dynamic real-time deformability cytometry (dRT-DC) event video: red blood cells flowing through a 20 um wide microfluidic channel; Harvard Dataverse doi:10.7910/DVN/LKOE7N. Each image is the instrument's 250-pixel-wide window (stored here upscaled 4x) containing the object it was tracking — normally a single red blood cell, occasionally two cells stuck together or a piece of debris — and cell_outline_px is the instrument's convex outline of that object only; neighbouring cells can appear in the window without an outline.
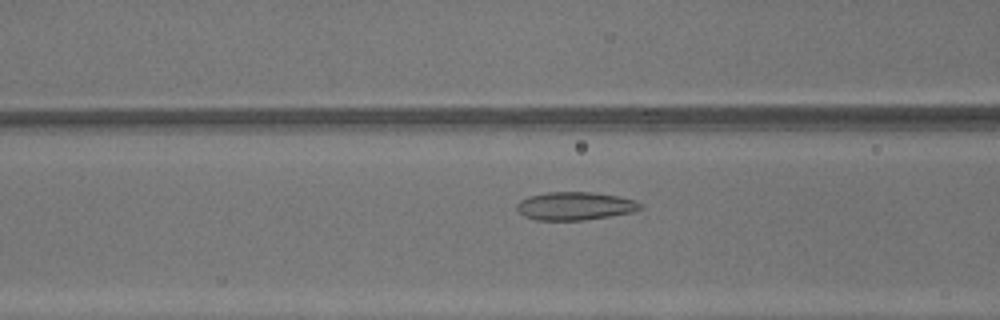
{"species": "common noctule bat (a hibernating species)", "species_latin": "Nyctalus noctula", "temperature_condition": "warm", "stored_images_in_passage": 37, "camera_frame_rate_fps": 3000, "um_per_image_px": 0.085, "animal": {"sex": "male", "body_mass_g": 13.3}, "frame": {"image": 1, "passage_image": 9, "time_ms": 2.667, "image_size_px": [1000, 320], "cell_outline_px": [[644, 208], [632, 212], [584, 220], [536, 220], [524, 216], [516, 208], [516, 204], [520, 200], [528, 196], [548, 192], [592, 192], [620, 196], [636, 200]], "centroid_in_image_um": [48.88, 17.5], "position_along_channel_um": 117.7, "area_um2": 20.29}}
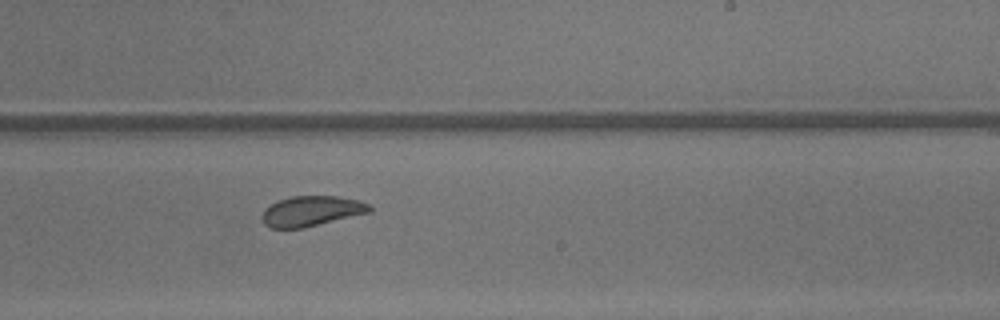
{"frame": {"image": 2, "passage_image": 19, "time_ms": 6.0, "image_size_px": [1000, 320], "cell_outline_px": [[372, 212], [304, 228], [272, 228], [264, 224], [260, 216], [264, 208], [280, 200], [292, 196], [336, 196], [356, 200], [368, 204], [372, 208]], "centroid_in_image_um": [26.46, 17.95], "position_along_channel_um": 262.5, "area_um2": 18.96}}
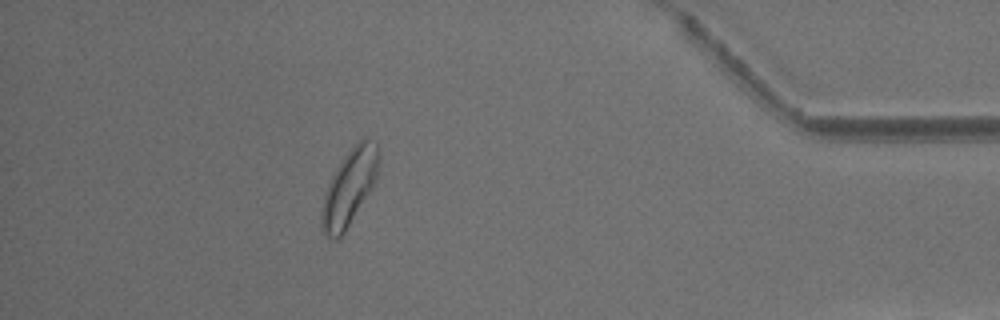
{"frame": {"image": 3, "passage_image": 32, "time_ms": 10.333, "image_size_px": [1000, 320], "cell_outline_px": [[380, 156], [376, 180], [372, 188], [344, 232], [336, 240], [328, 236], [324, 232], [320, 224], [320, 212], [324, 192], [336, 168], [344, 156], [364, 136], [376, 144], [380, 152]], "centroid_in_image_um": [29.68, 15.92], "position_along_channel_um": 405.5, "area_um2": 25.09}, "authors_computed_cell_mechanics": {"area_um2": 20.2878, "velocity_mm_per_s": 4.345, "shape_relaxation_time_tau1_ms": 2.5797, "shape_relaxation_time_tau2_ms": 1.2287, "deformation_change_tau1": 0.0781, "deformation_change_tau2": 0.0593}}